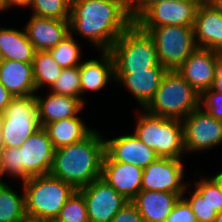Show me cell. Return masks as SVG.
I'll list each match as a JSON object with an SVG mask.
<instances>
[{"label": "cell", "mask_w": 222, "mask_h": 222, "mask_svg": "<svg viewBox=\"0 0 222 222\" xmlns=\"http://www.w3.org/2000/svg\"><path fill=\"white\" fill-rule=\"evenodd\" d=\"M134 23L131 0H75L71 2L69 30L87 39L100 51Z\"/></svg>", "instance_id": "6da1fadb"}, {"label": "cell", "mask_w": 222, "mask_h": 222, "mask_svg": "<svg viewBox=\"0 0 222 222\" xmlns=\"http://www.w3.org/2000/svg\"><path fill=\"white\" fill-rule=\"evenodd\" d=\"M105 141L94 129L85 139L55 149L49 174L79 190L102 176Z\"/></svg>", "instance_id": "7a4b0ae2"}, {"label": "cell", "mask_w": 222, "mask_h": 222, "mask_svg": "<svg viewBox=\"0 0 222 222\" xmlns=\"http://www.w3.org/2000/svg\"><path fill=\"white\" fill-rule=\"evenodd\" d=\"M199 107L200 95L176 70H168L144 109L155 116L183 120Z\"/></svg>", "instance_id": "3957f363"}, {"label": "cell", "mask_w": 222, "mask_h": 222, "mask_svg": "<svg viewBox=\"0 0 222 222\" xmlns=\"http://www.w3.org/2000/svg\"><path fill=\"white\" fill-rule=\"evenodd\" d=\"M26 214L54 221L66 201L76 190L51 174L30 177L22 182Z\"/></svg>", "instance_id": "277c9868"}, {"label": "cell", "mask_w": 222, "mask_h": 222, "mask_svg": "<svg viewBox=\"0 0 222 222\" xmlns=\"http://www.w3.org/2000/svg\"><path fill=\"white\" fill-rule=\"evenodd\" d=\"M142 110L133 133L158 157L182 159L185 153L182 120L159 117Z\"/></svg>", "instance_id": "5b68a950"}, {"label": "cell", "mask_w": 222, "mask_h": 222, "mask_svg": "<svg viewBox=\"0 0 222 222\" xmlns=\"http://www.w3.org/2000/svg\"><path fill=\"white\" fill-rule=\"evenodd\" d=\"M109 52L114 72L147 70L159 64L153 39L135 22L113 43Z\"/></svg>", "instance_id": "8992f818"}, {"label": "cell", "mask_w": 222, "mask_h": 222, "mask_svg": "<svg viewBox=\"0 0 222 222\" xmlns=\"http://www.w3.org/2000/svg\"><path fill=\"white\" fill-rule=\"evenodd\" d=\"M40 128L35 94L13 97L1 114L0 148H19Z\"/></svg>", "instance_id": "52a82bcc"}, {"label": "cell", "mask_w": 222, "mask_h": 222, "mask_svg": "<svg viewBox=\"0 0 222 222\" xmlns=\"http://www.w3.org/2000/svg\"><path fill=\"white\" fill-rule=\"evenodd\" d=\"M143 31L153 39L159 64L168 70H177L197 48L193 27L165 25Z\"/></svg>", "instance_id": "ba28073f"}, {"label": "cell", "mask_w": 222, "mask_h": 222, "mask_svg": "<svg viewBox=\"0 0 222 222\" xmlns=\"http://www.w3.org/2000/svg\"><path fill=\"white\" fill-rule=\"evenodd\" d=\"M185 152H200L222 144V121L213 118L201 107L183 120Z\"/></svg>", "instance_id": "9c48e42d"}, {"label": "cell", "mask_w": 222, "mask_h": 222, "mask_svg": "<svg viewBox=\"0 0 222 222\" xmlns=\"http://www.w3.org/2000/svg\"><path fill=\"white\" fill-rule=\"evenodd\" d=\"M202 2L161 1L153 3L135 23L142 30L172 25L193 27Z\"/></svg>", "instance_id": "30bf717a"}, {"label": "cell", "mask_w": 222, "mask_h": 222, "mask_svg": "<svg viewBox=\"0 0 222 222\" xmlns=\"http://www.w3.org/2000/svg\"><path fill=\"white\" fill-rule=\"evenodd\" d=\"M183 177L182 159L159 157L144 169L141 190L176 193L182 197L189 189Z\"/></svg>", "instance_id": "8fae6325"}, {"label": "cell", "mask_w": 222, "mask_h": 222, "mask_svg": "<svg viewBox=\"0 0 222 222\" xmlns=\"http://www.w3.org/2000/svg\"><path fill=\"white\" fill-rule=\"evenodd\" d=\"M20 180L49 174L55 148L46 130L41 127L20 147Z\"/></svg>", "instance_id": "7c38bea8"}, {"label": "cell", "mask_w": 222, "mask_h": 222, "mask_svg": "<svg viewBox=\"0 0 222 222\" xmlns=\"http://www.w3.org/2000/svg\"><path fill=\"white\" fill-rule=\"evenodd\" d=\"M86 202L89 222H111L129 201L102 178L79 189Z\"/></svg>", "instance_id": "4fadbf2b"}, {"label": "cell", "mask_w": 222, "mask_h": 222, "mask_svg": "<svg viewBox=\"0 0 222 222\" xmlns=\"http://www.w3.org/2000/svg\"><path fill=\"white\" fill-rule=\"evenodd\" d=\"M220 55V52L197 47L176 71L201 95L212 88L215 62Z\"/></svg>", "instance_id": "5bb4252c"}, {"label": "cell", "mask_w": 222, "mask_h": 222, "mask_svg": "<svg viewBox=\"0 0 222 222\" xmlns=\"http://www.w3.org/2000/svg\"><path fill=\"white\" fill-rule=\"evenodd\" d=\"M168 69L161 64L147 70L132 72H114L115 82L121 83L134 95L141 108L144 109L153 99Z\"/></svg>", "instance_id": "9a60e30c"}, {"label": "cell", "mask_w": 222, "mask_h": 222, "mask_svg": "<svg viewBox=\"0 0 222 222\" xmlns=\"http://www.w3.org/2000/svg\"><path fill=\"white\" fill-rule=\"evenodd\" d=\"M105 141V154L113 161L132 164L142 169L154 162L157 154L145 145L134 133Z\"/></svg>", "instance_id": "2e32d148"}, {"label": "cell", "mask_w": 222, "mask_h": 222, "mask_svg": "<svg viewBox=\"0 0 222 222\" xmlns=\"http://www.w3.org/2000/svg\"><path fill=\"white\" fill-rule=\"evenodd\" d=\"M143 171L141 167L113 161L105 154L101 178L131 201L141 191Z\"/></svg>", "instance_id": "e0dca14e"}, {"label": "cell", "mask_w": 222, "mask_h": 222, "mask_svg": "<svg viewBox=\"0 0 222 222\" xmlns=\"http://www.w3.org/2000/svg\"><path fill=\"white\" fill-rule=\"evenodd\" d=\"M29 41L36 51H48L69 33V20L41 18L31 15L24 26Z\"/></svg>", "instance_id": "ac0fdd59"}, {"label": "cell", "mask_w": 222, "mask_h": 222, "mask_svg": "<svg viewBox=\"0 0 222 222\" xmlns=\"http://www.w3.org/2000/svg\"><path fill=\"white\" fill-rule=\"evenodd\" d=\"M193 29L196 47L222 53V14L205 0L198 8Z\"/></svg>", "instance_id": "d6986e66"}, {"label": "cell", "mask_w": 222, "mask_h": 222, "mask_svg": "<svg viewBox=\"0 0 222 222\" xmlns=\"http://www.w3.org/2000/svg\"><path fill=\"white\" fill-rule=\"evenodd\" d=\"M38 102V119L41 127L51 122L78 117L85 102L80 98L50 92L44 98L35 93Z\"/></svg>", "instance_id": "ffe728a7"}, {"label": "cell", "mask_w": 222, "mask_h": 222, "mask_svg": "<svg viewBox=\"0 0 222 222\" xmlns=\"http://www.w3.org/2000/svg\"><path fill=\"white\" fill-rule=\"evenodd\" d=\"M180 198L176 193L141 190L131 202L145 222H165Z\"/></svg>", "instance_id": "44dd1931"}, {"label": "cell", "mask_w": 222, "mask_h": 222, "mask_svg": "<svg viewBox=\"0 0 222 222\" xmlns=\"http://www.w3.org/2000/svg\"><path fill=\"white\" fill-rule=\"evenodd\" d=\"M100 52V60L90 59L80 65L81 95L87 91H100L111 80L115 82L112 55L109 51Z\"/></svg>", "instance_id": "7402d4cb"}, {"label": "cell", "mask_w": 222, "mask_h": 222, "mask_svg": "<svg viewBox=\"0 0 222 222\" xmlns=\"http://www.w3.org/2000/svg\"><path fill=\"white\" fill-rule=\"evenodd\" d=\"M0 83L13 97L35 94L32 63L3 60L0 65Z\"/></svg>", "instance_id": "603a6c76"}, {"label": "cell", "mask_w": 222, "mask_h": 222, "mask_svg": "<svg viewBox=\"0 0 222 222\" xmlns=\"http://www.w3.org/2000/svg\"><path fill=\"white\" fill-rule=\"evenodd\" d=\"M0 51L3 60L32 63L35 48L29 41L25 29L0 27Z\"/></svg>", "instance_id": "cb8c5ba5"}, {"label": "cell", "mask_w": 222, "mask_h": 222, "mask_svg": "<svg viewBox=\"0 0 222 222\" xmlns=\"http://www.w3.org/2000/svg\"><path fill=\"white\" fill-rule=\"evenodd\" d=\"M80 117L66 118L46 124V130L55 149L85 139L94 129L86 126Z\"/></svg>", "instance_id": "d4e9b609"}, {"label": "cell", "mask_w": 222, "mask_h": 222, "mask_svg": "<svg viewBox=\"0 0 222 222\" xmlns=\"http://www.w3.org/2000/svg\"><path fill=\"white\" fill-rule=\"evenodd\" d=\"M26 215L24 191L18 194L0 181V222H20Z\"/></svg>", "instance_id": "484cf974"}, {"label": "cell", "mask_w": 222, "mask_h": 222, "mask_svg": "<svg viewBox=\"0 0 222 222\" xmlns=\"http://www.w3.org/2000/svg\"><path fill=\"white\" fill-rule=\"evenodd\" d=\"M62 69L49 51H36L32 62L36 91L45 85L50 88L61 74Z\"/></svg>", "instance_id": "4316f807"}, {"label": "cell", "mask_w": 222, "mask_h": 222, "mask_svg": "<svg viewBox=\"0 0 222 222\" xmlns=\"http://www.w3.org/2000/svg\"><path fill=\"white\" fill-rule=\"evenodd\" d=\"M56 63L62 68L80 66L81 49L80 45L74 39L73 33H69L55 47L48 50Z\"/></svg>", "instance_id": "83f0119b"}, {"label": "cell", "mask_w": 222, "mask_h": 222, "mask_svg": "<svg viewBox=\"0 0 222 222\" xmlns=\"http://www.w3.org/2000/svg\"><path fill=\"white\" fill-rule=\"evenodd\" d=\"M29 8L32 15L41 18L69 20L71 2L69 0H32Z\"/></svg>", "instance_id": "f1b7e54d"}, {"label": "cell", "mask_w": 222, "mask_h": 222, "mask_svg": "<svg viewBox=\"0 0 222 222\" xmlns=\"http://www.w3.org/2000/svg\"><path fill=\"white\" fill-rule=\"evenodd\" d=\"M49 91L55 94L80 98L84 101L80 88V66L63 68Z\"/></svg>", "instance_id": "f546056e"}, {"label": "cell", "mask_w": 222, "mask_h": 222, "mask_svg": "<svg viewBox=\"0 0 222 222\" xmlns=\"http://www.w3.org/2000/svg\"><path fill=\"white\" fill-rule=\"evenodd\" d=\"M53 222H89L83 193L75 190Z\"/></svg>", "instance_id": "4dcf8cb0"}, {"label": "cell", "mask_w": 222, "mask_h": 222, "mask_svg": "<svg viewBox=\"0 0 222 222\" xmlns=\"http://www.w3.org/2000/svg\"><path fill=\"white\" fill-rule=\"evenodd\" d=\"M195 182V190L208 202L212 209L219 213L222 211V193L218 185L209 177L201 178Z\"/></svg>", "instance_id": "1f68e13d"}, {"label": "cell", "mask_w": 222, "mask_h": 222, "mask_svg": "<svg viewBox=\"0 0 222 222\" xmlns=\"http://www.w3.org/2000/svg\"><path fill=\"white\" fill-rule=\"evenodd\" d=\"M6 174L20 179V148H0V181Z\"/></svg>", "instance_id": "d6a6232c"}, {"label": "cell", "mask_w": 222, "mask_h": 222, "mask_svg": "<svg viewBox=\"0 0 222 222\" xmlns=\"http://www.w3.org/2000/svg\"><path fill=\"white\" fill-rule=\"evenodd\" d=\"M182 196V198L188 203L191 211L195 215L196 222H214L217 213L212 207L205 201L202 196L194 189L191 191L189 198Z\"/></svg>", "instance_id": "836d02e7"}, {"label": "cell", "mask_w": 222, "mask_h": 222, "mask_svg": "<svg viewBox=\"0 0 222 222\" xmlns=\"http://www.w3.org/2000/svg\"><path fill=\"white\" fill-rule=\"evenodd\" d=\"M200 107L213 118L222 121V93L212 89L200 95Z\"/></svg>", "instance_id": "e575fe53"}, {"label": "cell", "mask_w": 222, "mask_h": 222, "mask_svg": "<svg viewBox=\"0 0 222 222\" xmlns=\"http://www.w3.org/2000/svg\"><path fill=\"white\" fill-rule=\"evenodd\" d=\"M165 222H196V219L188 203L181 197Z\"/></svg>", "instance_id": "d590c367"}, {"label": "cell", "mask_w": 222, "mask_h": 222, "mask_svg": "<svg viewBox=\"0 0 222 222\" xmlns=\"http://www.w3.org/2000/svg\"><path fill=\"white\" fill-rule=\"evenodd\" d=\"M111 222H145L136 206L129 201L113 217Z\"/></svg>", "instance_id": "8d00e7d4"}, {"label": "cell", "mask_w": 222, "mask_h": 222, "mask_svg": "<svg viewBox=\"0 0 222 222\" xmlns=\"http://www.w3.org/2000/svg\"><path fill=\"white\" fill-rule=\"evenodd\" d=\"M161 1L202 2L203 0H131L134 22L153 4Z\"/></svg>", "instance_id": "74e56055"}, {"label": "cell", "mask_w": 222, "mask_h": 222, "mask_svg": "<svg viewBox=\"0 0 222 222\" xmlns=\"http://www.w3.org/2000/svg\"><path fill=\"white\" fill-rule=\"evenodd\" d=\"M211 89L222 93V54L215 62V78Z\"/></svg>", "instance_id": "f35d334b"}, {"label": "cell", "mask_w": 222, "mask_h": 222, "mask_svg": "<svg viewBox=\"0 0 222 222\" xmlns=\"http://www.w3.org/2000/svg\"><path fill=\"white\" fill-rule=\"evenodd\" d=\"M13 99L11 93L0 83V114L3 113L4 109L10 104Z\"/></svg>", "instance_id": "ab89813d"}, {"label": "cell", "mask_w": 222, "mask_h": 222, "mask_svg": "<svg viewBox=\"0 0 222 222\" xmlns=\"http://www.w3.org/2000/svg\"><path fill=\"white\" fill-rule=\"evenodd\" d=\"M32 0H6L8 8H11L12 6H20V8H28L31 4Z\"/></svg>", "instance_id": "60d3db41"}, {"label": "cell", "mask_w": 222, "mask_h": 222, "mask_svg": "<svg viewBox=\"0 0 222 222\" xmlns=\"http://www.w3.org/2000/svg\"><path fill=\"white\" fill-rule=\"evenodd\" d=\"M215 10L222 14V0H205Z\"/></svg>", "instance_id": "b9f144b4"}, {"label": "cell", "mask_w": 222, "mask_h": 222, "mask_svg": "<svg viewBox=\"0 0 222 222\" xmlns=\"http://www.w3.org/2000/svg\"><path fill=\"white\" fill-rule=\"evenodd\" d=\"M20 222H53V221L35 218V217H31V216L26 215Z\"/></svg>", "instance_id": "7bdbcfd3"}, {"label": "cell", "mask_w": 222, "mask_h": 222, "mask_svg": "<svg viewBox=\"0 0 222 222\" xmlns=\"http://www.w3.org/2000/svg\"><path fill=\"white\" fill-rule=\"evenodd\" d=\"M211 179L218 185L222 193V171L212 176Z\"/></svg>", "instance_id": "ee69618b"}, {"label": "cell", "mask_w": 222, "mask_h": 222, "mask_svg": "<svg viewBox=\"0 0 222 222\" xmlns=\"http://www.w3.org/2000/svg\"><path fill=\"white\" fill-rule=\"evenodd\" d=\"M8 5L6 0H0V12L8 10Z\"/></svg>", "instance_id": "f6af8a7d"}, {"label": "cell", "mask_w": 222, "mask_h": 222, "mask_svg": "<svg viewBox=\"0 0 222 222\" xmlns=\"http://www.w3.org/2000/svg\"><path fill=\"white\" fill-rule=\"evenodd\" d=\"M214 222H222V211L217 213V216L214 219Z\"/></svg>", "instance_id": "bcb514c9"}, {"label": "cell", "mask_w": 222, "mask_h": 222, "mask_svg": "<svg viewBox=\"0 0 222 222\" xmlns=\"http://www.w3.org/2000/svg\"><path fill=\"white\" fill-rule=\"evenodd\" d=\"M2 61H3V57H2V54H1V51H0V65H1Z\"/></svg>", "instance_id": "7dc6e473"}, {"label": "cell", "mask_w": 222, "mask_h": 222, "mask_svg": "<svg viewBox=\"0 0 222 222\" xmlns=\"http://www.w3.org/2000/svg\"><path fill=\"white\" fill-rule=\"evenodd\" d=\"M0 132H1V114H0Z\"/></svg>", "instance_id": "c3c4849f"}]
</instances>
